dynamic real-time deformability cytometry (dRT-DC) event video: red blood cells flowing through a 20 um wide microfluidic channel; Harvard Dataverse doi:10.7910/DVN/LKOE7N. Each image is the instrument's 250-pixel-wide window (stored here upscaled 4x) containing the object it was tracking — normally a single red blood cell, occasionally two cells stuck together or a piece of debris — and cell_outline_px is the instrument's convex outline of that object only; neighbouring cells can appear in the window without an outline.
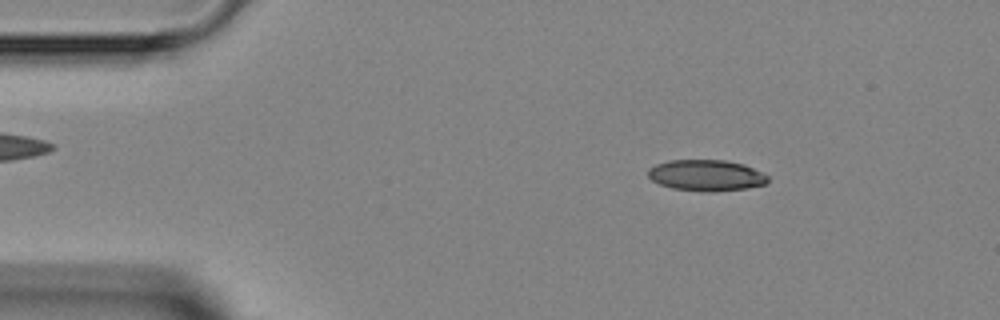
{"species": "Egyptian fruit bat (a non-hibernating species)", "species_latin": "Rousettus aegyptiacus", "temperature_condition": "room temperature", "stored_images_in_passage": 4, "camera_frame_rate_fps": 3000, "um_per_image_px": 0.085, "animal": {"sex": "female"}, "frame": {"image": 1, "passage_image": 1, "time_ms": 0.0, "image_size_px": [1000, 320], "cell_outline_px": [[768, 180], [764, 184], [748, 188], [716, 192], [704, 192], [672, 188], [660, 184], [652, 180], [648, 176], [648, 168], [656, 164], [668, 160], [724, 160], [744, 164], [768, 176]], "centroid_in_image_um": [60.01, 14.91], "position_along_channel_um": 25.0, "area_um2": 21.79}}
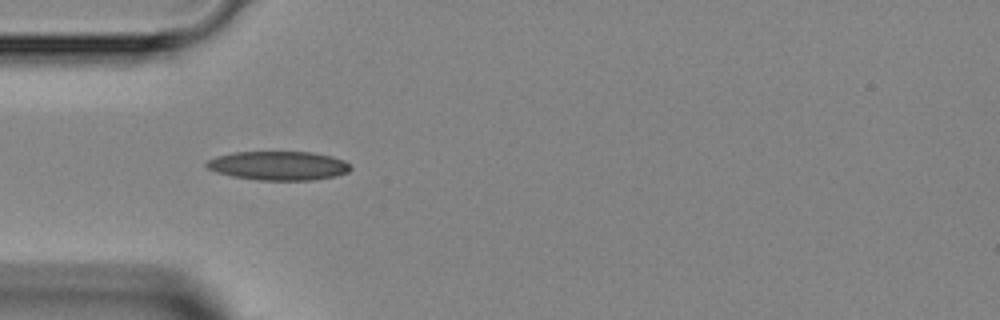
{"frame": {"image": 2, "passage_image": 3, "time_ms": 2.333, "image_size_px": [1000, 320], "cell_outline_px": [[352, 168], [348, 172], [336, 176], [312, 180], [256, 180], [232, 176], [216, 172], [208, 168], [204, 164], [208, 160], [216, 156], [232, 152], [312, 152], [332, 156], [344, 160]], "centroid_in_image_um": [23.66, 14.08], "position_along_channel_um": 61.3, "area_um2": 24.39}}
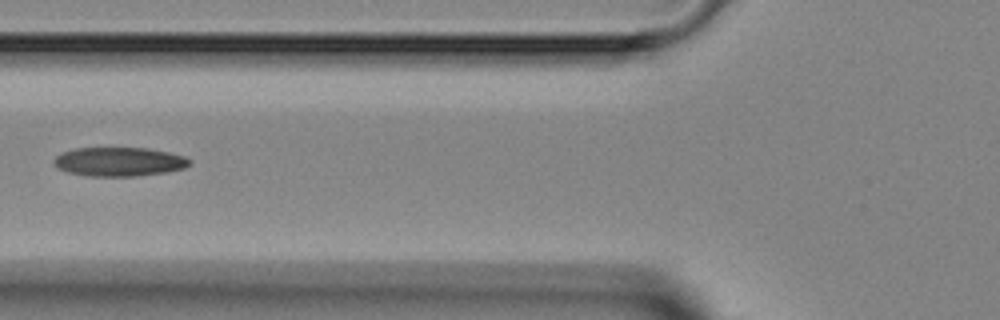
{"frame": {"image": 3, "passage_image": 4, "time_ms": 3.667, "image_size_px": [1000, 320], "cell_outline_px": [[192, 164], [184, 168], [164, 172], [132, 176], [88, 176], [68, 172], [56, 168], [52, 164], [52, 160], [60, 152], [76, 148], [148, 148], [168, 152], [184, 156], [192, 160]], "centroid_in_image_um": [10.08, 13.74], "position_along_channel_um": 115.7, "area_um2": 23.06}}